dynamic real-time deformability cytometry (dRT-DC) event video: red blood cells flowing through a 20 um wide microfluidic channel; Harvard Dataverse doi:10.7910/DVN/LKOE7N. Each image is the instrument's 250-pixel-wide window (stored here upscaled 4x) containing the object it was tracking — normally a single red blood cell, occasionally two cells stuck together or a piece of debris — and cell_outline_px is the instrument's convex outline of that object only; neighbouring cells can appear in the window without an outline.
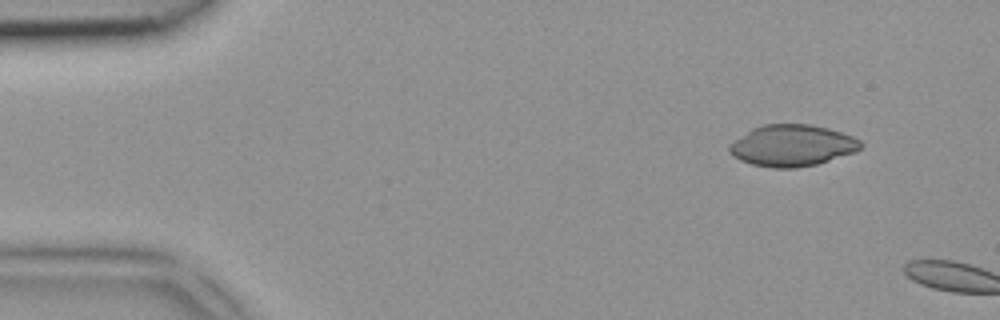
{"species": "common noctule bat (a hibernating species)", "species_latin": "Nyctalus noctula", "temperature_condition": "room temperature", "stored_images_in_passage": 2, "camera_frame_rate_fps": 3000, "um_per_image_px": 0.085, "animal": {"sex": "female", "body_mass_g": 18.4}, "frame": {"image": 1, "passage_image": 1, "time_ms": 0.0, "image_size_px": [1000, 320], "cell_outline_px": [[864, 144], [856, 152], [816, 164], [796, 168], [772, 168], [752, 164], [740, 160], [728, 152], [728, 144], [752, 128], [764, 124], [812, 124], [828, 128], [852, 136], [860, 140]], "centroid_in_image_um": [67.32, 12.37], "position_along_channel_um": 17.7, "area_um2": 31.85}}